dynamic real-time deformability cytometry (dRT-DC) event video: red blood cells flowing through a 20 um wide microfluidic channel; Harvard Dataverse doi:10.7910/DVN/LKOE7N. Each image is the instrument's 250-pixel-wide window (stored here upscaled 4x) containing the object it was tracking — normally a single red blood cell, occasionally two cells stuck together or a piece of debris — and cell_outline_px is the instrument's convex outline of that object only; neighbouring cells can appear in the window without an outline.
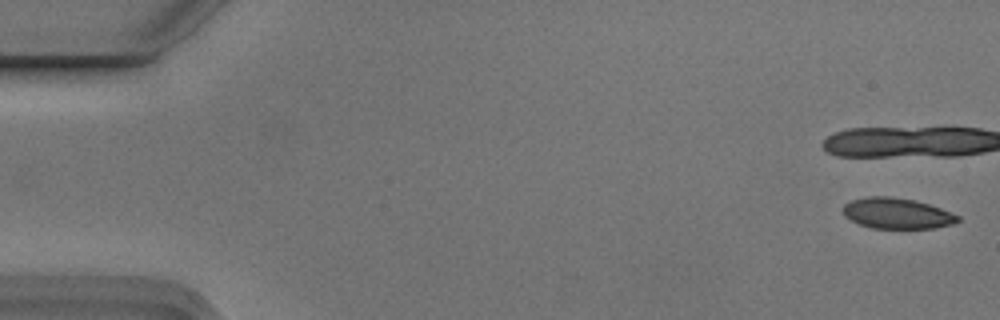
{"species": "Egyptian fruit bat (a non-hibernating species)", "species_latin": "Rousettus aegyptiacus", "temperature_condition": "cold", "stored_images_in_passage": 7, "camera_frame_rate_fps": 3000, "um_per_image_px": 0.085, "animal": {"sex": "male"}, "frame": {"image": 1, "passage_image": 1, "time_ms": 0.0, "image_size_px": [1000, 320], "cell_outline_px": [[960, 220], [952, 224], [932, 228], [872, 228], [860, 224], [844, 216], [844, 204], [852, 200], [868, 196], [892, 196], [912, 200], [928, 204], [940, 208], [960, 216]], "centroid_in_image_um": [76.24, 18.13], "position_along_channel_um": 8.8, "area_um2": 20.35}}
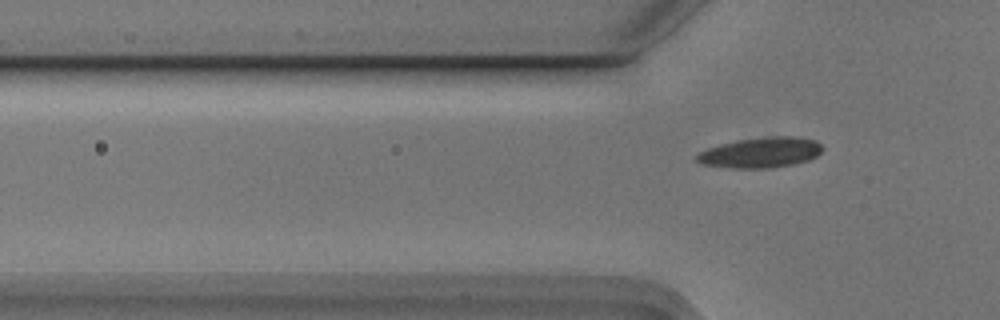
{"frame": {"image": 2, "passage_image": 7, "time_ms": 2.0, "image_size_px": [1000, 320], "cell_outline_px": [[824, 148], [816, 156], [808, 160], [792, 164], [768, 168], [732, 168], [700, 164], [696, 160], [696, 156], [700, 152], [708, 148], [720, 144], [740, 140], [768, 136], [800, 136], [816, 140]], "centroid_in_image_um": [64.68, 12.96], "position_along_channel_um": 61.1, "area_um2": 22.25}}